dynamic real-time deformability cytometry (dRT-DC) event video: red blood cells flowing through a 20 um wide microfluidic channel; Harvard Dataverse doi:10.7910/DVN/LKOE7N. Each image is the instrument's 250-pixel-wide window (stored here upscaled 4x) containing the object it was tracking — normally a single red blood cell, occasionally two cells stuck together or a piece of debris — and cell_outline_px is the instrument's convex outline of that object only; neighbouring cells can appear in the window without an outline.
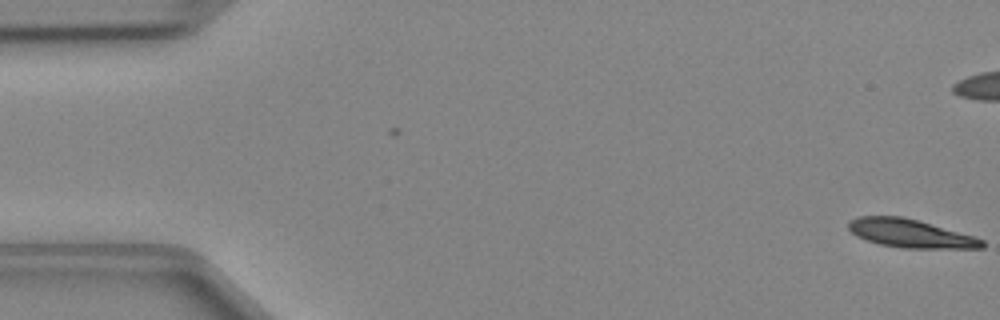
{"species": "Egyptian fruit bat (a non-hibernating species)", "species_latin": "Rousettus aegyptiacus", "temperature_condition": "cold", "stored_images_in_passage": 2, "camera_frame_rate_fps": 3000, "um_per_image_px": 0.085, "animal": {"sex": "female"}, "frame": {"image": 1, "passage_image": 2, "time_ms": 0.333, "image_size_px": [1000, 320], "cell_outline_px": [[984, 248], [900, 248], [880, 244], [856, 236], [848, 228], [848, 220], [860, 216], [904, 216], [972, 236], [984, 240]], "centroid_in_image_um": [77.34, 19.84], "position_along_channel_um": 7.7, "area_um2": 21.85}}